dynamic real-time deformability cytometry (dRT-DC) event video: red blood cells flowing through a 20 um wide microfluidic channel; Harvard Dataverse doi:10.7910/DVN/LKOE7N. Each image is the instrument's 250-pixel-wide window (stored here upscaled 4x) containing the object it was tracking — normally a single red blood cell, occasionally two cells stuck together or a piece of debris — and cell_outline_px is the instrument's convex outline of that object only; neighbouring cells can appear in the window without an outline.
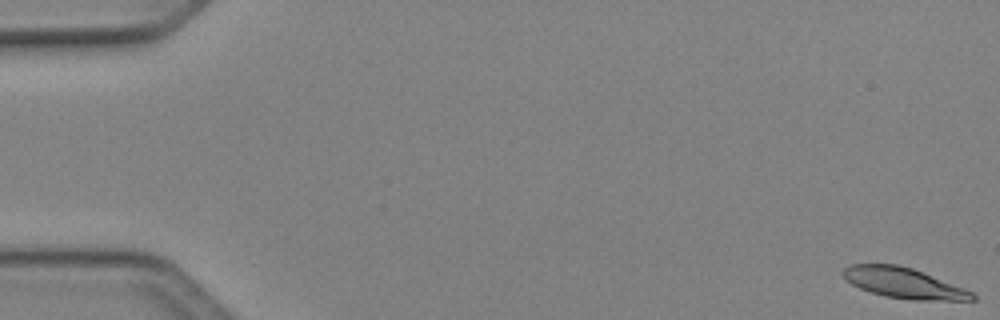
{"species": "Egyptian fruit bat (a non-hibernating species)", "species_latin": "Rousettus aegyptiacus", "temperature_condition": "cold", "stored_images_in_passage": 50, "camera_frame_rate_fps": 3000, "um_per_image_px": 0.085, "animal": {"sex": "female"}, "frame": {"image": 1, "passage_image": 1, "time_ms": 0.0, "image_size_px": [1000, 320], "cell_outline_px": [[976, 300], [912, 300], [884, 296], [860, 288], [844, 280], [840, 272], [848, 264], [896, 264], [912, 268], [964, 288], [972, 292], [976, 296]], "centroid_in_image_um": [76.76, 24.05], "position_along_channel_um": 8.2, "area_um2": 22.95}}
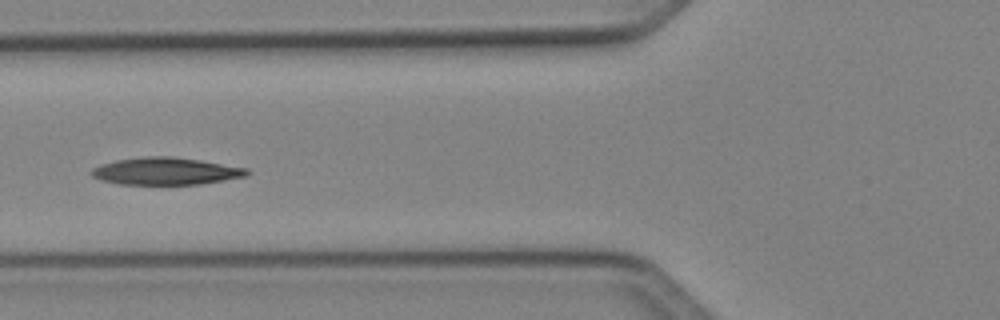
{"frame": {"image": 2, "passage_image": 20, "time_ms": 6.333, "image_size_px": [1000, 320], "cell_outline_px": [[252, 172], [248, 176], [200, 184], [120, 184], [100, 180], [92, 176], [92, 168], [100, 164], [116, 160], [148, 156], [172, 156], [200, 160], [248, 168]], "centroid_in_image_um": [14.12, 14.54], "position_along_channel_um": 111.7, "area_um2": 24.74}}
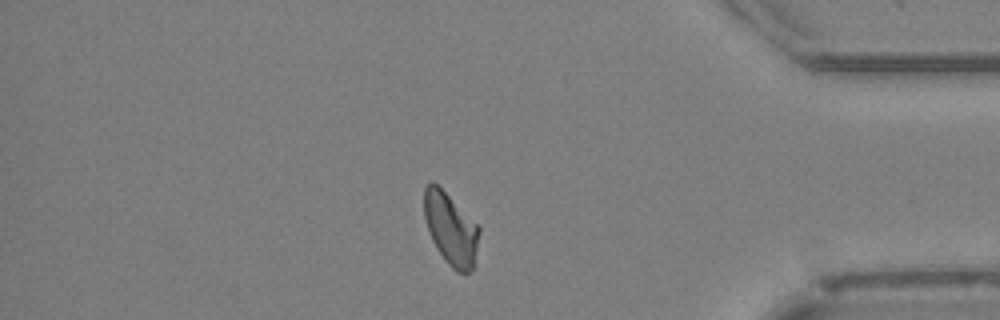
{"frame": {"image": 3, "passage_image": 43, "time_ms": 14.0, "image_size_px": [1000, 320], "cell_outline_px": [[480, 232], [472, 268], [464, 276], [456, 272], [448, 264], [436, 248], [432, 240], [424, 216], [424, 188], [432, 180], [480, 228]], "centroid_in_image_um": [38.3, 19.5], "position_along_channel_um": 396.9, "area_um2": 22.54}, "authors_computed_cell_mechanics": {"area_um2": 23.7558, "velocity_mm_per_s": 4.0998, "shape_relaxation_time_tau1_ms": 7.7652, "shape_relaxation_time_tau2_ms": null, "deformation_change_tau1": 0.1768, "deformation_change_tau2": null}}